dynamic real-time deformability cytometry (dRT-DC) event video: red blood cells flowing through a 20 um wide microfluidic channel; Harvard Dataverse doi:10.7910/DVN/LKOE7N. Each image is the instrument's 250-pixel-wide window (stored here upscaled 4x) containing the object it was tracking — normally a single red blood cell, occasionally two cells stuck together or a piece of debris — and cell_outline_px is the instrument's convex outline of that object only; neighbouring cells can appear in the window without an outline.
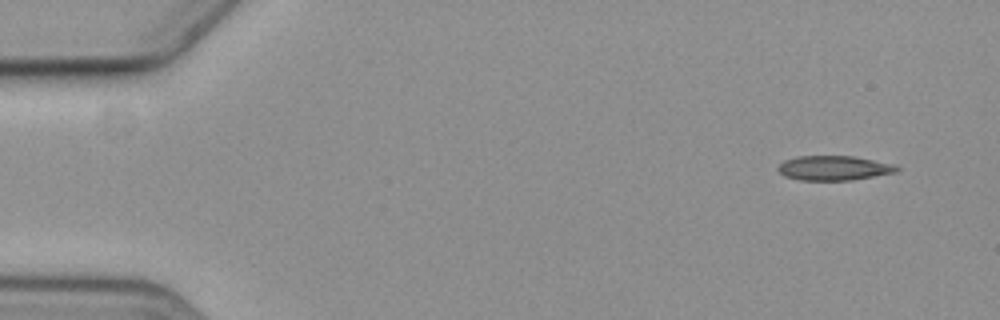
{"species": "common noctule bat (a hibernating species)", "species_latin": "Nyctalus noctula", "temperature_condition": "cold", "stored_images_in_passage": 5, "camera_frame_rate_fps": 3000, "um_per_image_px": 0.085, "animal": {"sex": "female", "body_mass_g": 19.3, "forearm_length_mm": 54.1}, "frame": {"image": 1, "passage_image": 1, "time_ms": 0.0, "image_size_px": [1000, 320], "cell_outline_px": [[900, 168], [896, 172], [852, 180], [800, 180], [784, 176], [776, 168], [784, 160], [796, 156], [856, 156], [896, 164]], "centroid_in_image_um": [70.9, 14.27], "position_along_channel_um": 14.1, "area_um2": 17.17}}
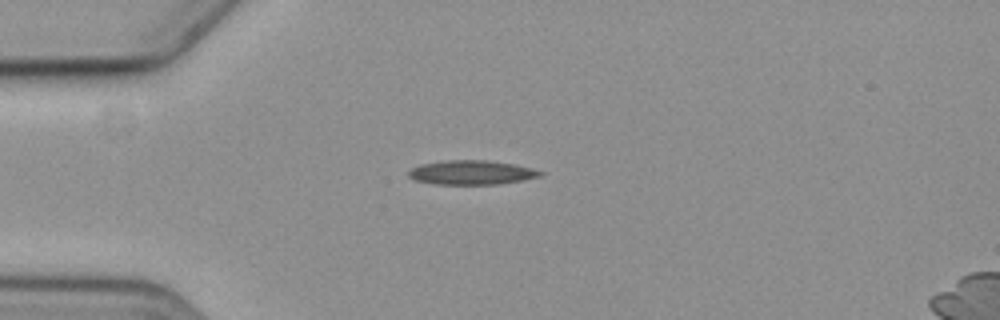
{"frame": {"image": 2, "passage_image": 4, "time_ms": 3.667, "image_size_px": [1000, 320], "cell_outline_px": [[544, 172], [540, 176], [524, 180], [500, 184], [436, 184], [412, 180], [408, 176], [408, 172], [412, 168], [420, 164], [448, 160], [488, 160], [512, 164], [532, 168]], "centroid_in_image_um": [40.06, 14.66], "position_along_channel_um": 44.9, "area_um2": 18.61}}